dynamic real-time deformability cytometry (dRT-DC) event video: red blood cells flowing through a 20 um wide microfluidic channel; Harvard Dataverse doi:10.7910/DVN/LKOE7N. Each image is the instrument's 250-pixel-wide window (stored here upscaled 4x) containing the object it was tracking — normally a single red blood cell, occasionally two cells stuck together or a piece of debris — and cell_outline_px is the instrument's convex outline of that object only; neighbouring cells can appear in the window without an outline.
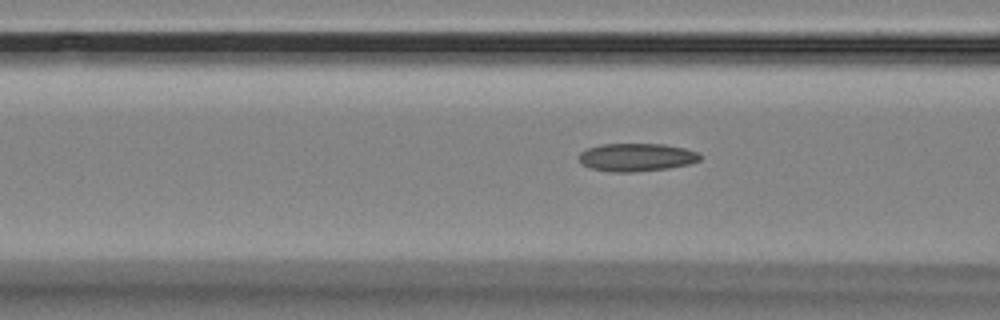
{"species": "Egyptian fruit bat (a non-hibernating species)", "species_latin": "Rousettus aegyptiacus", "temperature_condition": "room temperature", "stored_images_in_passage": 39, "camera_frame_rate_fps": 3000, "um_per_image_px": 0.085, "animal": {"sex": "female"}, "frame": {"image": 1, "passage_image": 4, "time_ms": 1.0, "image_size_px": [1000, 320], "cell_outline_px": [[700, 160], [688, 164], [668, 168], [632, 172], [612, 172], [588, 168], [580, 160], [580, 152], [588, 148], [600, 144], [664, 144], [684, 148], [696, 152], [700, 156]], "centroid_in_image_um": [54.08, 13.37], "position_along_channel_um": 112.5, "area_um2": 19.59}}
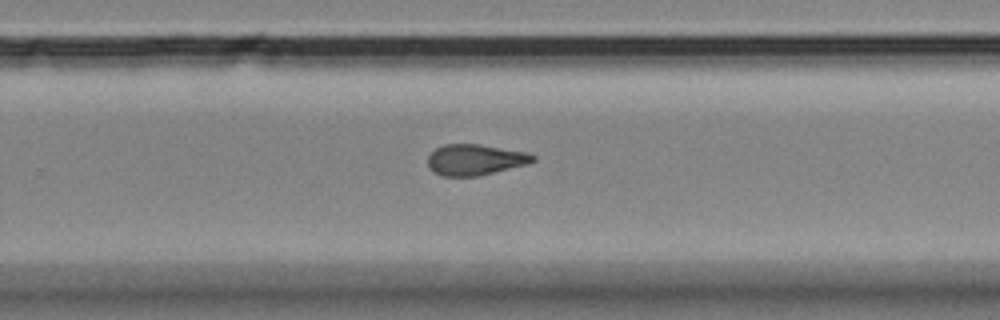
{"frame": {"image": 2, "passage_image": 19, "time_ms": 6.0, "image_size_px": [1000, 320], "cell_outline_px": [[536, 160], [528, 164], [476, 176], [444, 176], [432, 172], [428, 164], [428, 156], [436, 148], [444, 144], [480, 144], [528, 152], [536, 156]], "centroid_in_image_um": [40.4, 13.57], "position_along_channel_um": 289.4, "area_um2": 18.96}}
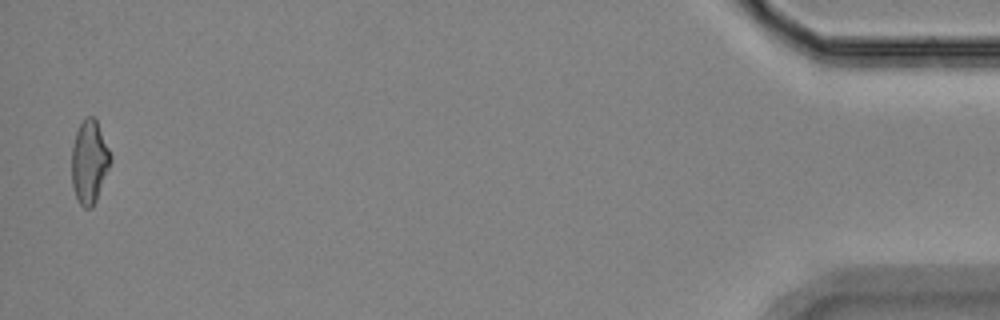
{"frame": {"image": 3, "passage_image": 38, "time_ms": 12.333, "image_size_px": [1000, 320], "cell_outline_px": [[112, 160], [96, 200], [92, 208], [84, 208], [80, 204], [76, 196], [72, 184], [72, 148], [76, 132], [80, 124], [88, 116], [92, 116], [96, 120], [112, 156]], "centroid_in_image_um": [7.6, 13.77], "position_along_channel_um": 427.6, "area_um2": 18.55}}